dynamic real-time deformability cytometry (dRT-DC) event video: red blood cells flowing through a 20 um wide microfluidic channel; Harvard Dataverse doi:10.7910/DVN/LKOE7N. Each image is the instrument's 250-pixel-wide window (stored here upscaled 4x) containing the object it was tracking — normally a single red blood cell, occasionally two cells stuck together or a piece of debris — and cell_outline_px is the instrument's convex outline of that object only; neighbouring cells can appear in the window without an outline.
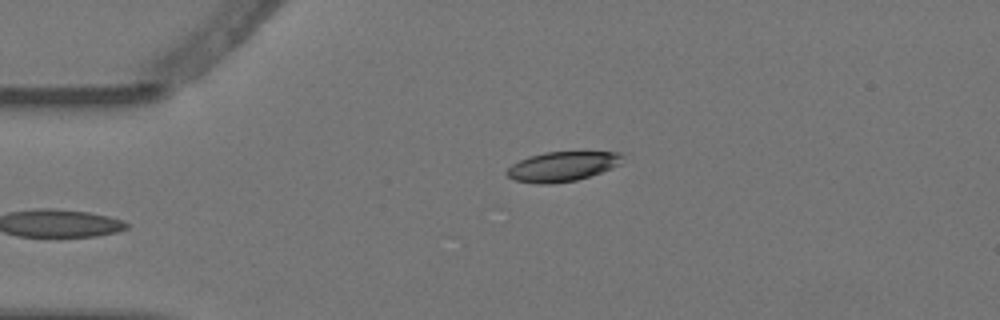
{"species": "Egyptian fruit bat (a non-hibernating species)", "species_latin": "Rousettus aegyptiacus", "temperature_condition": "warm", "stored_images_in_passage": 5, "camera_frame_rate_fps": 3000, "um_per_image_px": 0.085, "animal": {"sex": "female"}, "frame": {"image": 1, "passage_image": 5, "time_ms": 1.333, "image_size_px": [1000, 320], "cell_outline_px": [[624, 156], [620, 164], [612, 168], [576, 180], [552, 184], [536, 184], [512, 180], [504, 172], [512, 164], [528, 156], [544, 152], [624, 152]], "centroid_in_image_um": [47.77, 14.15], "position_along_channel_um": 37.2, "area_um2": 20.17}}